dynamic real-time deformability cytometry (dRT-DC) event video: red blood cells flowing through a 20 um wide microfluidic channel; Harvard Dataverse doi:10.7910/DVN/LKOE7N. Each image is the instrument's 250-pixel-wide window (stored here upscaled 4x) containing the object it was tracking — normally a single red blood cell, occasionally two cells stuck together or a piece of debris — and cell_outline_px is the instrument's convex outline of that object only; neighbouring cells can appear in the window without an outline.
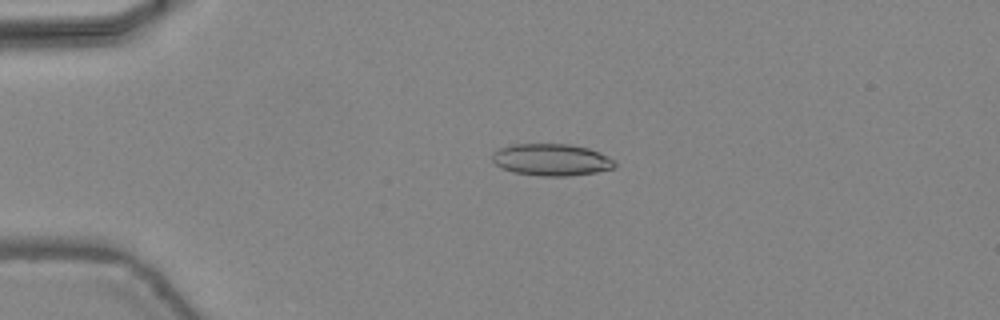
{"species": "common noctule bat (a hibernating species)", "species_latin": "Nyctalus noctula", "temperature_condition": "warm", "stored_images_in_passage": 47, "camera_frame_rate_fps": 3000, "um_per_image_px": 0.085, "animal": {"sex": "female", "body_mass_g": 24.6, "forearm_length_mm": 56.2}, "frame": {"image": 1, "passage_image": 12, "time_ms": 3.667, "image_size_px": [1000, 320], "cell_outline_px": [[616, 168], [596, 172], [568, 176], [540, 176], [512, 172], [500, 168], [492, 160], [492, 152], [496, 148], [512, 144], [572, 144], [588, 148], [608, 156], [616, 164]], "centroid_in_image_um": [46.83, 13.58], "position_along_channel_um": 38.2, "area_um2": 23.06}}
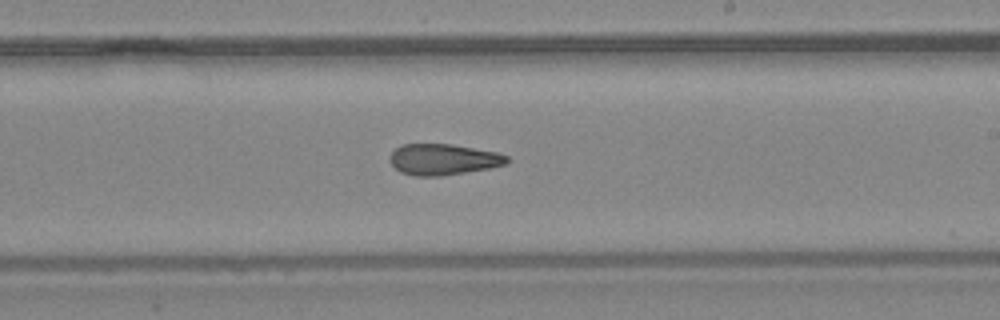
{"frame": {"image": 2, "passage_image": 29, "time_ms": 9.333, "image_size_px": [1000, 320], "cell_outline_px": [[508, 160], [504, 164], [492, 168], [440, 176], [416, 176], [400, 172], [392, 164], [392, 152], [400, 144], [452, 144], [496, 152], [508, 156]], "centroid_in_image_um": [37.69, 13.55], "position_along_channel_um": 251.3, "area_um2": 20.98}}
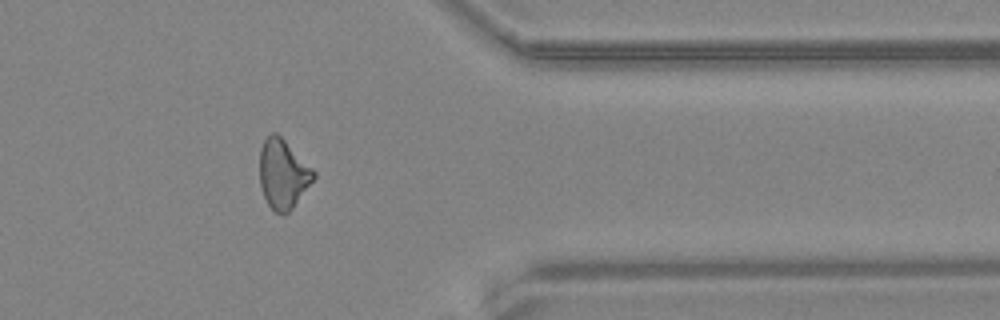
{"frame": {"image": 3, "passage_image": 39, "time_ms": 12.667, "image_size_px": [1000, 320], "cell_outline_px": [[316, 176], [292, 208], [284, 216], [276, 212], [268, 204], [264, 196], [260, 184], [260, 148], [264, 140], [272, 132], [276, 132], [316, 172]], "centroid_in_image_um": [24.04, 14.8], "position_along_channel_um": 387.4, "area_um2": 21.44}, "authors_computed_cell_mechanics": {"area_um2": 22.0796, "velocity_mm_per_s": 4.4825, "shape_relaxation_time_tau1_ms": null, "shape_relaxation_time_tau2_ms": 3.6668, "deformation_change_tau1": null, "deformation_change_tau2": 0.1374}}